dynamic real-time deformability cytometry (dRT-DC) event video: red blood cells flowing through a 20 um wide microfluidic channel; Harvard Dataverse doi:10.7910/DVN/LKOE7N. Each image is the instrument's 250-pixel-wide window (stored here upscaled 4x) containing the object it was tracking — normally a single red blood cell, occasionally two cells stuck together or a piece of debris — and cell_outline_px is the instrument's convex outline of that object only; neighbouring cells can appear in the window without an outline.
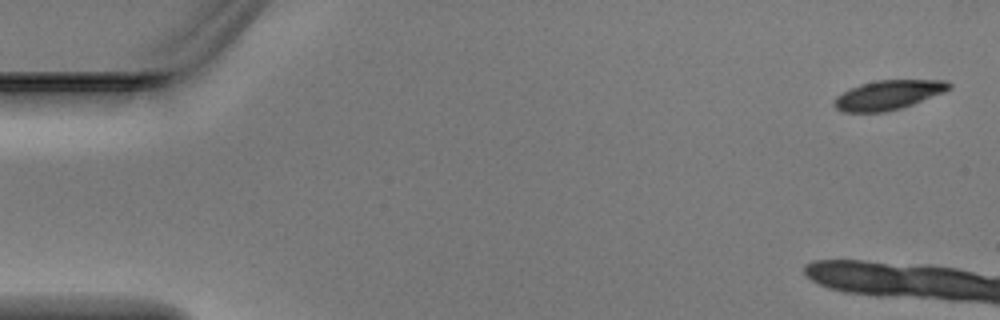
{"species": "Egyptian fruit bat (a non-hibernating species)", "species_latin": "Rousettus aegyptiacus", "temperature_condition": "warm", "stored_images_in_passage": 4, "camera_frame_rate_fps": 3000, "um_per_image_px": 0.085, "animal": {"sex": "male"}, "frame": {"image": 1, "passage_image": 1, "time_ms": 0.0, "image_size_px": [1000, 320], "cell_outline_px": [[952, 88], [944, 92], [904, 108], [884, 112], [840, 112], [832, 104], [832, 100], [836, 96], [860, 84], [876, 80], [948, 80], [952, 84]], "centroid_in_image_um": [75.51, 8.08], "position_along_channel_um": 9.5, "area_um2": 19.94}}